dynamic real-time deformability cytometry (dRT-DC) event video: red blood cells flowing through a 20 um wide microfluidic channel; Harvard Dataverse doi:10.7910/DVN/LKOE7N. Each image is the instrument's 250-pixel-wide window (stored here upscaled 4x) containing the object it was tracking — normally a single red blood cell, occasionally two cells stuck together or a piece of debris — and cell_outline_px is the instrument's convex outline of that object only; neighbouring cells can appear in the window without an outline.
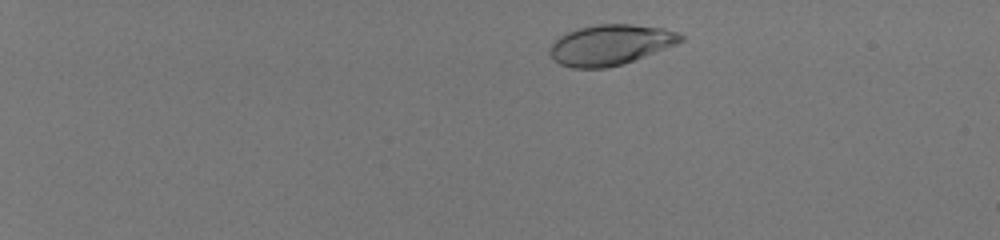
{"species": "human", "species_latin": "Homo sapiens", "temperature_condition": "room temperature", "stored_images_in_passage": 50, "camera_frame_rate_fps": 3000, "um_per_image_px": 0.085, "donor": {"sex": "male"}, "frame": {"image": 1, "passage_image": 6, "time_ms": 1.667, "image_size_px": [1000, 240], "cell_outline_px": [[684, 40], [676, 44], [624, 64], [608, 68], [572, 68], [560, 64], [548, 52], [548, 48], [560, 36], [568, 32], [580, 28], [600, 24], [632, 24], [664, 28], [676, 32], [684, 36]], "centroid_in_image_um": [51.89, 3.82], "position_along_channel_um": 33.1, "area_um2": 30.69}}
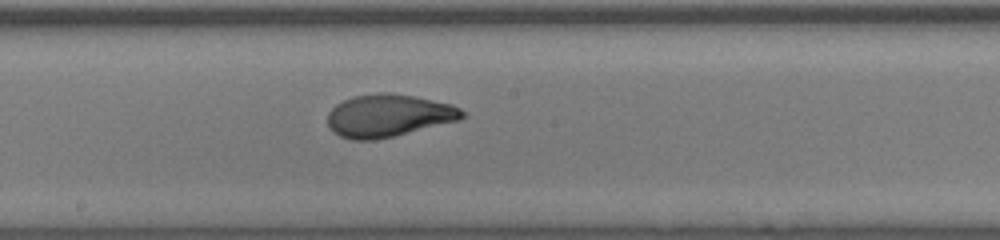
{"frame": {"image": 2, "passage_image": 30, "time_ms": 9.667, "image_size_px": [1000, 240], "cell_outline_px": [[468, 116], [460, 120], [376, 140], [352, 140], [340, 136], [332, 132], [328, 124], [328, 112], [336, 104], [352, 96], [380, 92], [388, 92], [412, 96], [452, 104], [460, 108]], "centroid_in_image_um": [33.02, 9.82], "position_along_channel_um": 215.2, "area_um2": 33.47}}
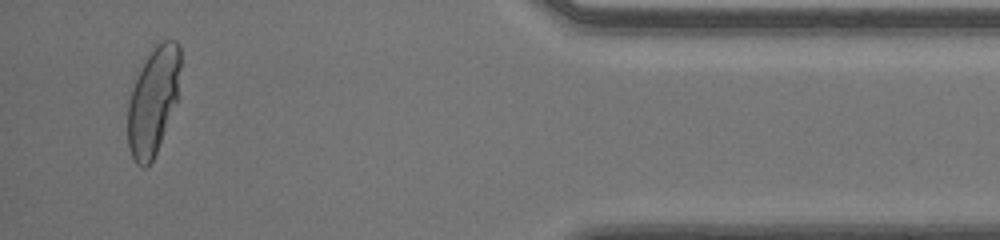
{"frame": {"image": 3, "passage_image": 48, "time_ms": 15.667, "image_size_px": [1000, 240], "cell_outline_px": [[180, 100], [156, 152], [148, 168], [140, 168], [136, 164], [128, 148], [128, 100], [132, 88], [152, 48], [160, 40], [176, 40], [180, 44]], "centroid_in_image_um": [13.07, 8.6], "position_along_channel_um": 422.1, "area_um2": 33.7}, "authors_computed_cell_mechanics": {"area_um2": 32.2235, "velocity_mm_per_s": 4.0683, "shape_relaxation_time_tau1_ms": 4.1226, "shape_relaxation_time_tau2_ms": null, "deformation_change_tau1": 0.2081, "deformation_change_tau2": null}}